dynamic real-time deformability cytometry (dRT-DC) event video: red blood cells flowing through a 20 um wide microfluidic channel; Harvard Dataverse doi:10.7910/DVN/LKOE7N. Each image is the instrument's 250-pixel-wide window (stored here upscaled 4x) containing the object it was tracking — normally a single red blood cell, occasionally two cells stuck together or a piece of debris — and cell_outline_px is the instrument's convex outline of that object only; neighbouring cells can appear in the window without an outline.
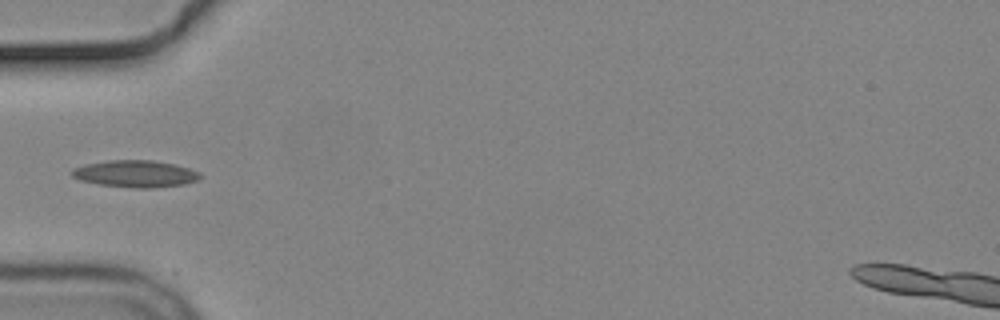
{"species": "common noctule bat (a hibernating species)", "species_latin": "Nyctalus noctula", "temperature_condition": "cold", "stored_images_in_passage": 5, "camera_frame_rate_fps": 3000, "um_per_image_px": 0.085, "animal": {"sex": "male", "body_mass_g": 19.2, "forearm_length_mm": 51.8}, "frame": {"image": 1, "passage_image": 5, "time_ms": 4.667, "image_size_px": [1000, 320], "cell_outline_px": [[200, 180], [184, 184], [152, 188], [136, 188], [100, 184], [80, 180], [72, 176], [72, 168], [84, 164], [108, 160], [152, 160], [172, 164], [188, 168], [200, 172]], "centroid_in_image_um": [11.5, 14.77], "position_along_channel_um": 73.5, "area_um2": 20.06}}